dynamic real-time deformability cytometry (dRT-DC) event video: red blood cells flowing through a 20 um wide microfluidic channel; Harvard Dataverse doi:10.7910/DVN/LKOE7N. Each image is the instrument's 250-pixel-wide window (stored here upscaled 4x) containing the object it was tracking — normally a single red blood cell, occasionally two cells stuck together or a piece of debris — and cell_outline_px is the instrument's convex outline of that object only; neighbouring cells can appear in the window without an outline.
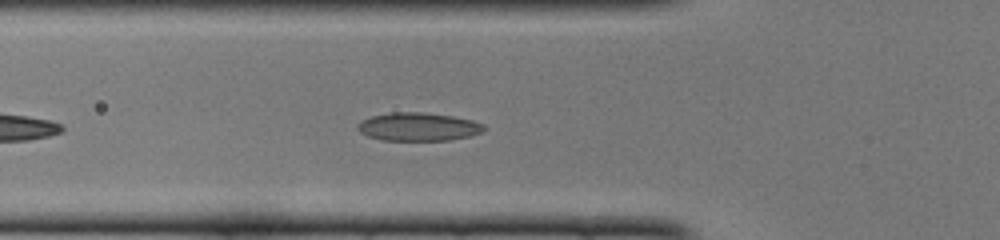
{"species": "common noctule bat (a hibernating species)", "species_latin": "Nyctalus noctula", "temperature_condition": "cold", "stored_images_in_passage": 17, "camera_frame_rate_fps": 3000, "um_per_image_px": 0.085, "animal": {"sex": "female", "body_mass_g": 22.0, "forearm_length_mm": 56.7}, "frame": {"image": 1, "passage_image": 6, "time_ms": 1.667, "image_size_px": [1000, 240], "cell_outline_px": [[484, 128], [480, 132], [468, 136], [448, 140], [380, 140], [368, 136], [360, 132], [356, 128], [356, 124], [372, 116], [392, 112], [420, 112], [452, 116], [472, 120], [484, 124]], "centroid_in_image_um": [35.51, 10.77], "position_along_channel_um": 90.3, "area_um2": 20.58}}
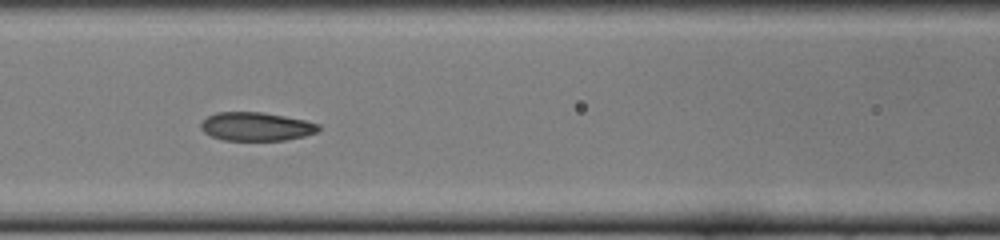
{"frame": {"image": 2, "passage_image": 10, "time_ms": 3.0, "image_size_px": [1000, 240], "cell_outline_px": [[320, 128], [316, 132], [304, 136], [284, 140], [224, 140], [212, 136], [204, 132], [200, 128], [200, 124], [208, 116], [216, 112], [260, 112], [284, 116], [304, 120], [320, 124]], "centroid_in_image_um": [21.77, 10.75], "position_along_channel_um": 144.8, "area_um2": 19.42}}